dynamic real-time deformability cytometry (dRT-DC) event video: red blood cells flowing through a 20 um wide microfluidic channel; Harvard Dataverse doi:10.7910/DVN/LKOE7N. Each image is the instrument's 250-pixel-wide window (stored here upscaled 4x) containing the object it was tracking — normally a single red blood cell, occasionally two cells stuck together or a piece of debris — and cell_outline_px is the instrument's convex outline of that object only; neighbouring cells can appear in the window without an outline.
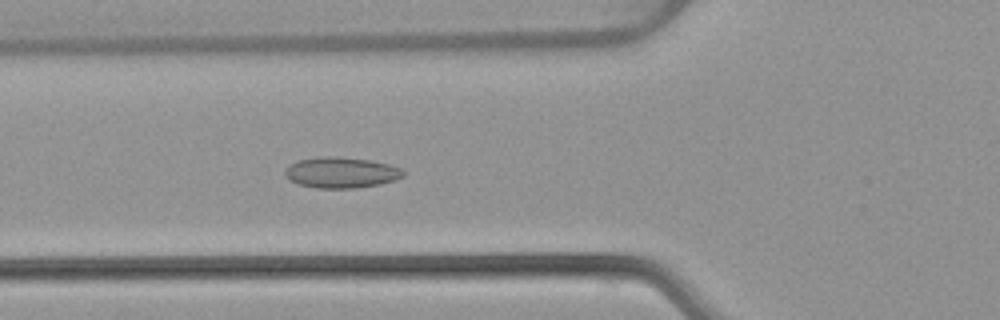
{"species": "common noctule bat (a hibernating species)", "species_latin": "Nyctalus noctula", "temperature_condition": "warm", "stored_images_in_passage": 45, "camera_frame_rate_fps": 3000, "um_per_image_px": 0.085, "animal": {"sex": "female", "body_mass_g": 22.7, "forearm_length_mm": 54.2}, "frame": {"image": 1, "passage_image": 12, "time_ms": 3.667, "image_size_px": [1000, 320], "cell_outline_px": [[404, 176], [380, 184], [356, 188], [316, 188], [300, 184], [288, 180], [284, 172], [292, 164], [300, 160], [328, 156], [332, 156], [368, 160], [388, 164], [400, 168], [404, 172]], "centroid_in_image_um": [29.01, 14.68], "position_along_channel_um": 96.8, "area_um2": 20.81}}
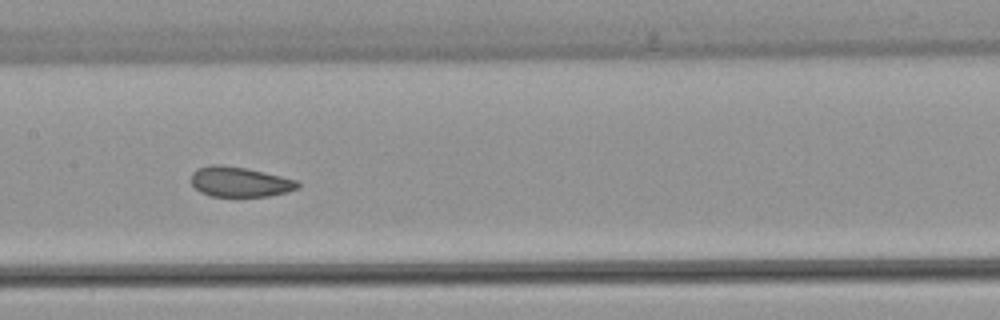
{"frame": {"image": 2, "passage_image": 19, "time_ms": 6.0, "image_size_px": [1000, 320], "cell_outline_px": [[300, 188], [268, 196], [212, 196], [200, 192], [192, 184], [192, 172], [196, 168], [212, 164], [220, 164], [248, 168], [296, 180], [300, 184]], "centroid_in_image_um": [20.36, 15.44], "position_along_channel_um": 187.0, "area_um2": 18.61}}
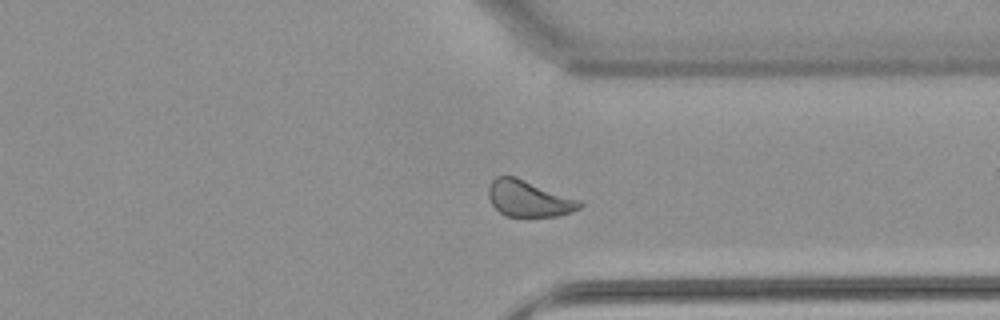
{"frame": {"image": 3, "passage_image": 33, "time_ms": 10.667, "image_size_px": [1000, 320], "cell_outline_px": [[584, 204], [580, 208], [572, 212], [556, 216], [508, 216], [500, 212], [492, 204], [488, 196], [488, 184], [496, 176], [516, 176], [580, 200]], "centroid_in_image_um": [44.94, 16.86], "position_along_channel_um": 366.5, "area_um2": 19.31}, "authors_computed_cell_mechanics": {"area_um2": 19.8832, "velocity_mm_per_s": 3.8514, "shape_relaxation_time_tau1_ms": 6.4315, "shape_relaxation_time_tau2_ms": 1.1668, "deformation_change_tau1": 0.1196, "deformation_change_tau2": 0.0574}}